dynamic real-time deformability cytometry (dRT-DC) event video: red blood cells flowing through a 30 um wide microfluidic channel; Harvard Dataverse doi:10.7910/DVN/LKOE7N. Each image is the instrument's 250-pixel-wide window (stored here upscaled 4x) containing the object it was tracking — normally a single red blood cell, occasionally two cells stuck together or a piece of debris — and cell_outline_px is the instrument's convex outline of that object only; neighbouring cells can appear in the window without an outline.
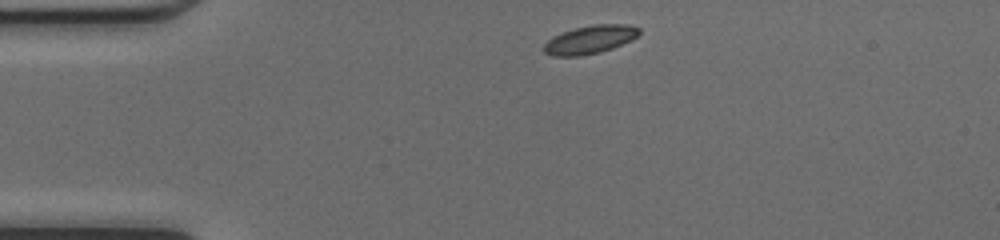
{"species": "common noctule bat (a hibernating species)", "species_latin": "Nyctalus noctula", "temperature_condition": "cold", "stored_images_in_passage": 39, "camera_frame_rate_fps": 3000, "um_per_image_px": 0.085, "animal": {"sex": "female", "body_mass_g": 17.0, "forearm_length_mm": 48.0}, "frame": {"image": 1, "passage_image": 1, "time_ms": 0.0, "image_size_px": [1000, 240], "cell_outline_px": [[640, 32], [632, 40], [612, 48], [600, 52], [580, 56], [552, 56], [544, 52], [544, 44], [552, 36], [576, 28], [596, 24], [628, 24], [640, 28]], "centroid_in_image_um": [50.16, 3.37], "position_along_channel_um": 34.8, "area_um2": 15.61}}
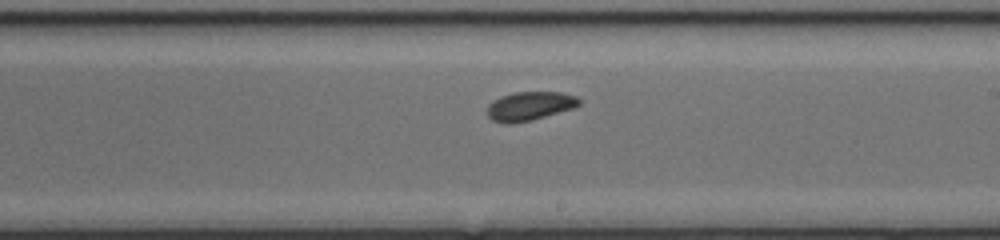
{"frame": {"image": 2, "passage_image": 19, "time_ms": 6.0, "image_size_px": [1000, 240], "cell_outline_px": [[580, 104], [572, 108], [532, 120], [512, 124], [508, 124], [492, 120], [488, 116], [488, 104], [500, 96], [512, 92], [560, 92], [576, 96], [580, 100]], "centroid_in_image_um": [45.0, 9.01], "position_along_channel_um": 244.0, "area_um2": 15.37}}
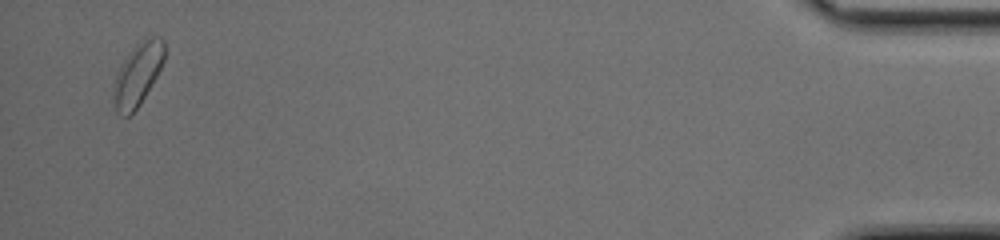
{"frame": {"image": 3, "passage_image": 38, "time_ms": 12.333, "image_size_px": [1000, 240], "cell_outline_px": [[164, 60], [156, 76], [140, 104], [128, 116], [120, 116], [116, 112], [112, 96], [112, 88], [116, 76], [124, 60], [140, 40], [152, 36], [160, 36], [164, 40]], "centroid_in_image_um": [11.69, 6.33], "position_along_channel_um": 423.5, "area_um2": 18.32}, "authors_computed_cell_mechanics": {"area_um2": 15.5482, "velocity_mm_per_s": 4.2165, "shape_relaxation_time_tau1_ms": 4.3213, "shape_relaxation_time_tau2_ms": 1.8623, "deformation_change_tau1": 0.1092, "deformation_change_tau2": 0.0511}}